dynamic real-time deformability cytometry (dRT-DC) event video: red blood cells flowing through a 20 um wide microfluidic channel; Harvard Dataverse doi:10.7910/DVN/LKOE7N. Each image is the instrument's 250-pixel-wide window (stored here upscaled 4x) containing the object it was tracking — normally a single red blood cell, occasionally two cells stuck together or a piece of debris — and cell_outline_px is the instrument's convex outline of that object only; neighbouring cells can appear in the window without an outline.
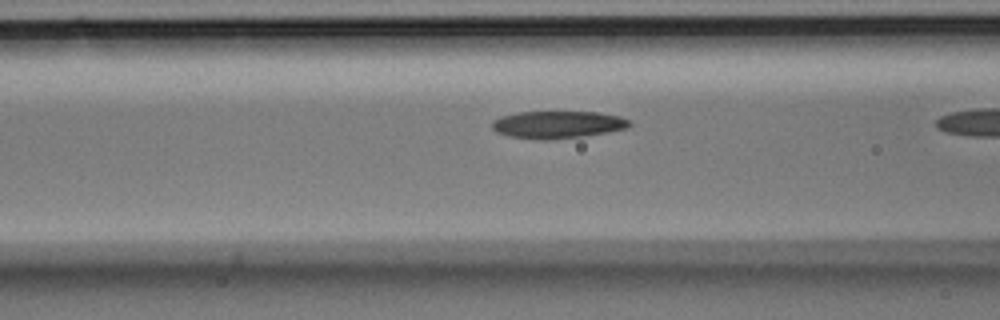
{"species": "Egyptian fruit bat (a non-hibernating species)", "species_latin": "Rousettus aegyptiacus", "temperature_condition": "room temperature", "stored_images_in_passage": 17, "camera_frame_rate_fps": 3000, "um_per_image_px": 0.085, "animal": {"sex": "male"}, "frame": {"image": 1, "passage_image": 15, "time_ms": 4.667, "image_size_px": [1000, 320], "cell_outline_px": [[632, 124], [628, 128], [608, 132], [584, 136], [552, 140], [540, 140], [508, 136], [496, 132], [492, 128], [492, 120], [500, 116], [520, 112], [600, 112], [620, 116], [632, 120]], "centroid_in_image_um": [47.43, 10.59], "position_along_channel_um": 119.2, "area_um2": 22.25}}